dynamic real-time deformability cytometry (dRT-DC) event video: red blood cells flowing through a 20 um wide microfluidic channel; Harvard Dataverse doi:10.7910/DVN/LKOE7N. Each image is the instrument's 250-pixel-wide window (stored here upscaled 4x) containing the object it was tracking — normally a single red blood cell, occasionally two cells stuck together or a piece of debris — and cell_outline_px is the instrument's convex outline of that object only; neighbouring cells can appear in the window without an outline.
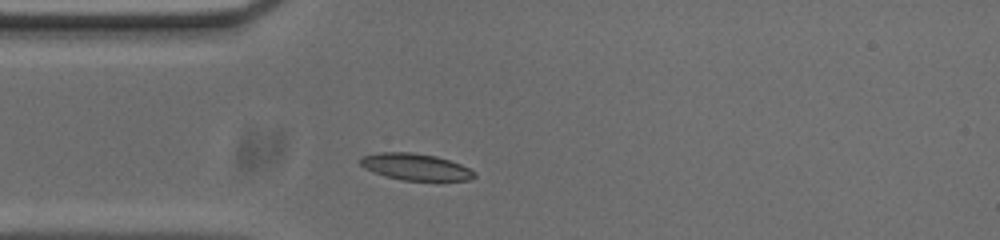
{"species": "common noctule bat (a hibernating species)", "species_latin": "Nyctalus noctula", "temperature_condition": "cold", "stored_images_in_passage": 41, "camera_frame_rate_fps": 3000, "um_per_image_px": 0.085, "animal": {"sex": "male", "body_mass_g": 20.0, "forearm_length_mm": 53.3}, "frame": {"image": 1, "passage_image": 1, "time_ms": 0.0, "image_size_px": [1000, 240], "cell_outline_px": [[476, 176], [472, 180], [400, 180], [384, 176], [372, 172], [364, 168], [360, 164], [360, 160], [364, 156], [380, 152], [412, 152], [436, 156], [460, 164], [476, 172]], "centroid_in_image_um": [35.32, 14.19], "position_along_channel_um": 49.7, "area_um2": 17.69}}
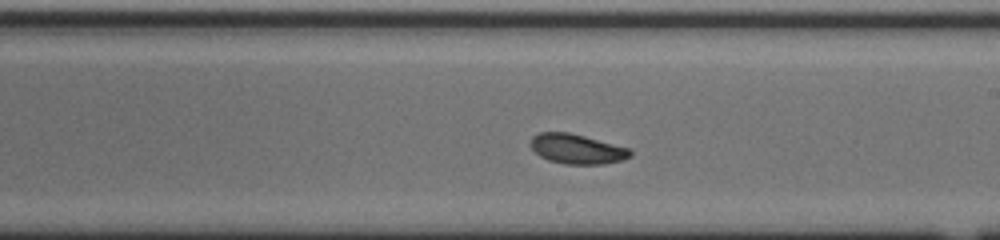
{"frame": {"image": 2, "passage_image": 17, "time_ms": 5.333, "image_size_px": [1000, 240], "cell_outline_px": [[632, 156], [624, 160], [604, 164], [564, 164], [548, 160], [540, 156], [532, 148], [532, 136], [540, 132], [568, 132], [584, 136], [628, 148], [632, 152]], "centroid_in_image_um": [49.06, 12.67], "position_along_channel_um": 239.9, "area_um2": 17.17}}
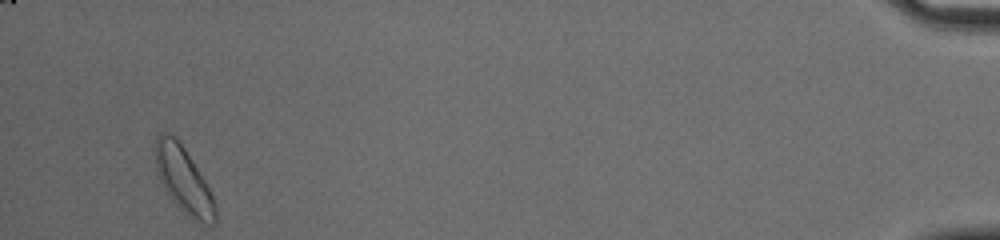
{"frame": {"image": 3, "passage_image": 39, "time_ms": 12.667, "image_size_px": [1000, 240], "cell_outline_px": [[216, 224], [204, 224], [192, 220], [168, 196], [156, 172], [156, 136], [160, 132], [168, 132], [184, 148], [204, 180], [216, 204]], "centroid_in_image_um": [15.61, 15.34], "position_along_channel_um": 419.6, "area_um2": 22.66}, "authors_computed_cell_mechanics": {"area_um2": 17.5712, "velocity_mm_per_s": 3.6834, "shape_relaxation_time_tau1_ms": 3.9621, "shape_relaxation_time_tau2_ms": null, "deformation_change_tau1": 0.1155, "deformation_change_tau2": null}}